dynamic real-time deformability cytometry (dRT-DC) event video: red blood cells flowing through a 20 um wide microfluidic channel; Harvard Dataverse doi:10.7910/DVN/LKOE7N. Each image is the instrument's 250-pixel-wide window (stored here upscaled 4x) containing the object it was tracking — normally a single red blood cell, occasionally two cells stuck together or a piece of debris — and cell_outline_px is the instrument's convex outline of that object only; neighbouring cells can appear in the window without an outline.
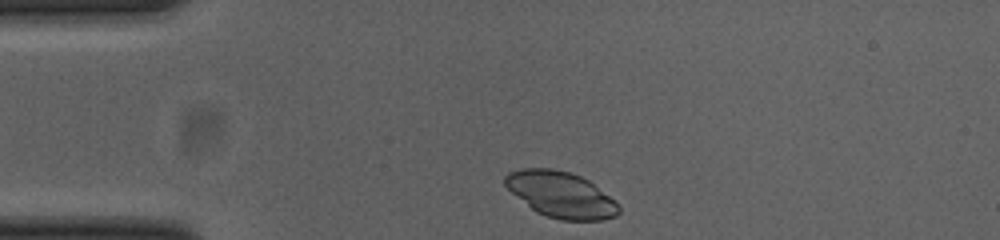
{"species": "common noctule bat (a hibernating species)", "species_latin": "Nyctalus noctula", "temperature_condition": "cold", "stored_images_in_passage": 35, "camera_frame_rate_fps": 3000, "um_per_image_px": 0.085, "animal": {"sex": "female", "body_mass_g": 23.0, "forearm_length_mm": 53.4}, "frame": {"image": 1, "passage_image": 1, "time_ms": 0.0, "image_size_px": [1000, 240], "cell_outline_px": [[620, 212], [616, 216], [604, 220], [560, 220], [536, 212], [512, 192], [504, 184], [504, 176], [508, 172], [520, 168], [552, 168], [572, 172], [588, 180], [616, 200], [620, 208]], "centroid_in_image_um": [47.7, 16.53], "position_along_channel_um": 37.3, "area_um2": 30.52}}